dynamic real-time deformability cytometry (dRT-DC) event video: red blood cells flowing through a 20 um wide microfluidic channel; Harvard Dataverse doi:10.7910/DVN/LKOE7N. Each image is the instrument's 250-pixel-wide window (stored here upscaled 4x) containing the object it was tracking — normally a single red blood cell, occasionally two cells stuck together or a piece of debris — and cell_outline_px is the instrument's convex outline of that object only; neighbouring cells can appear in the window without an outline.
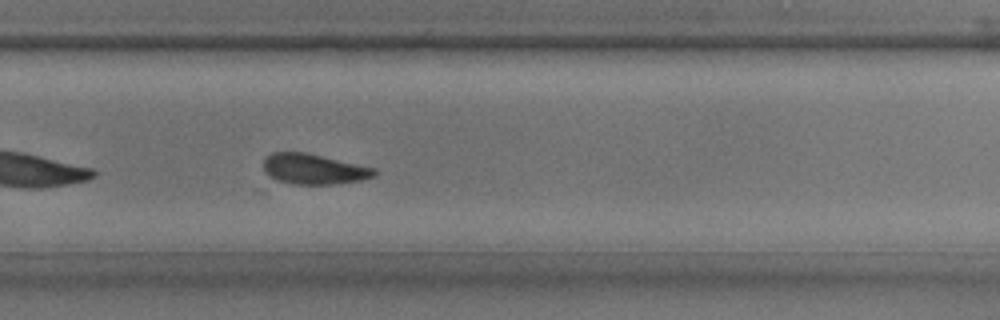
{"species": "common noctule bat (a hibernating species)", "species_latin": "Nyctalus noctula", "temperature_condition": "room temperature", "stored_images_in_passage": 35, "camera_frame_rate_fps": 3000, "um_per_image_px": 0.085, "animal": {"sex": "male", "body_mass_g": 17.9, "forearm_length_mm": 54.2}, "frame": {"image": 1, "passage_image": 24, "time_ms": 7.667, "image_size_px": [1000, 320], "cell_outline_px": [[376, 176], [360, 180], [332, 184], [292, 184], [276, 180], [268, 176], [264, 168], [264, 160], [272, 152], [308, 152], [376, 168]], "centroid_in_image_um": [26.68, 14.36], "position_along_channel_um": 303.1, "area_um2": 19.71}}
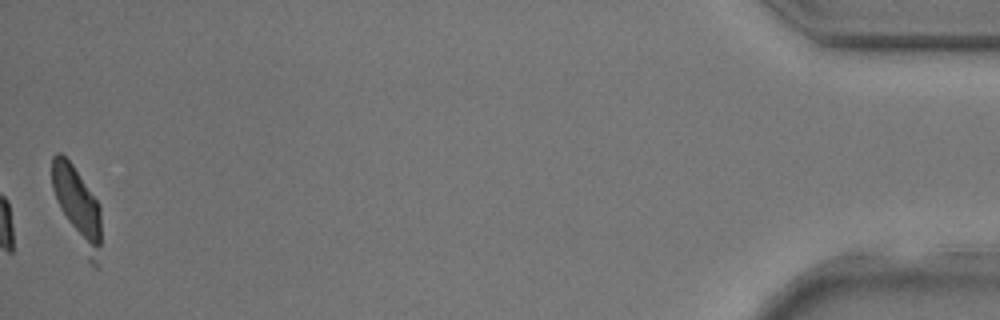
{"frame": {"image": 2, "passage_image": 35, "time_ms": 11.333, "image_size_px": [1000, 320], "cell_outline_px": [[100, 244], [92, 244], [68, 220], [60, 208], [56, 200], [52, 188], [52, 156], [56, 152], [60, 152], [72, 164], [100, 204]], "centroid_in_image_um": [6.44, 16.89], "position_along_channel_um": 428.8, "area_um2": 18.44}}